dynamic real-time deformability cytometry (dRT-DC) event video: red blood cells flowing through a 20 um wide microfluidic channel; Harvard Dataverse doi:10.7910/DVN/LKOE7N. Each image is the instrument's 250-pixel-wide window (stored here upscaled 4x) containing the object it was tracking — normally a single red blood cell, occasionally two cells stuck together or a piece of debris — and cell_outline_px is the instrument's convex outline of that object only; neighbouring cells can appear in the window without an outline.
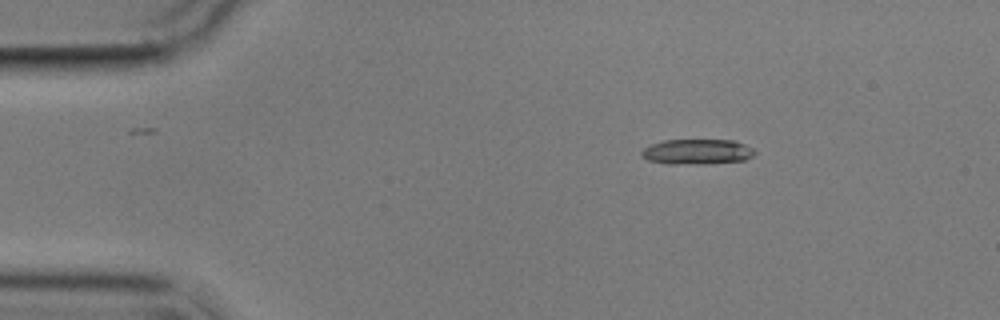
{"species": "common noctule bat (a hibernating species)", "species_latin": "Nyctalus noctula", "temperature_condition": "cold", "stored_images_in_passage": 3, "camera_frame_rate_fps": 3000, "um_per_image_px": 0.085, "animal": {"sex": "male", "body_mass_g": 17.9}, "frame": {"image": 1, "passage_image": 1, "time_ms": 0.0, "image_size_px": [1000, 320], "cell_outline_px": [[756, 152], [752, 156], [744, 160], [704, 164], [668, 164], [648, 160], [640, 156], [640, 152], [644, 148], [652, 144], [664, 140], [736, 140], [752, 148]], "centroid_in_image_um": [59.23, 12.9], "position_along_channel_um": 25.8, "area_um2": 16.7}}